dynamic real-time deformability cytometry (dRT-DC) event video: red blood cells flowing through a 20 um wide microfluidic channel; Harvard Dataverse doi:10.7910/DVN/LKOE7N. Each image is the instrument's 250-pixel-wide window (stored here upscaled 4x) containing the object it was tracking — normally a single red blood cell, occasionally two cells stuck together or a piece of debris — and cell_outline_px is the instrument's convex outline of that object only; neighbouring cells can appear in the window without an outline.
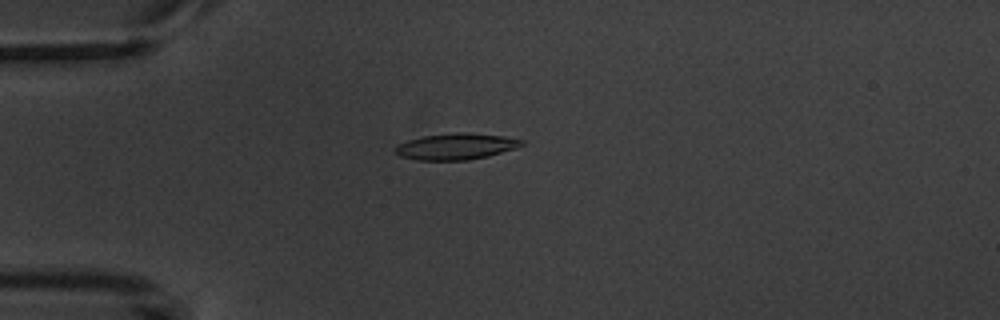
{"species": "common noctule bat (a hibernating species)", "species_latin": "Nyctalus noctula", "temperature_condition": "warm", "stored_images_in_passage": 2, "camera_frame_rate_fps": 3000, "um_per_image_px": 0.085, "animal": {"sex": "male", "body_mass_g": 20.1, "forearm_length_mm": 53.5}, "frame": {"image": 1, "passage_image": 2, "time_ms": 1.333, "image_size_px": [1000, 320], "cell_outline_px": [[524, 144], [516, 148], [488, 156], [468, 160], [416, 160], [400, 156], [396, 152], [396, 144], [408, 140], [424, 136], [456, 132], [464, 132], [504, 136], [524, 140]], "centroid_in_image_um": [38.77, 12.45], "position_along_channel_um": 46.2, "area_um2": 19.31}}